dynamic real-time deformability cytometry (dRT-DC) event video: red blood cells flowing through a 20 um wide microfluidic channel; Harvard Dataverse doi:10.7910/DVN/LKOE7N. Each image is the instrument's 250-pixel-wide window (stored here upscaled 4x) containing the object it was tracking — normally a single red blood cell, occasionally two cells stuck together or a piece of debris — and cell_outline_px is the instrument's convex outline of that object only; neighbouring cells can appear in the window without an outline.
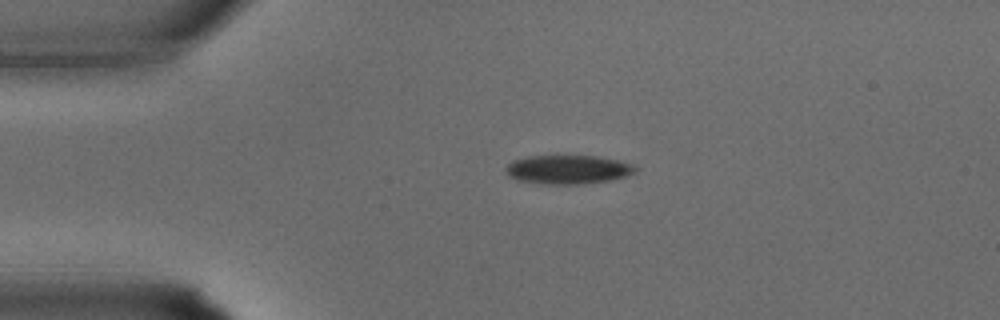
{"species": "common noctule bat (a hibernating species)", "species_latin": "Nyctalus noctula", "temperature_condition": "warm", "stored_images_in_passage": 27, "camera_frame_rate_fps": 3000, "um_per_image_px": 0.085, "animal": {"sex": "male", "body_mass_g": 15.6}, "frame": {"image": 1, "passage_image": 1, "time_ms": 0.0, "image_size_px": [1000, 320], "cell_outline_px": [[640, 168], [636, 172], [624, 176], [608, 180], [584, 184], [544, 184], [516, 180], [508, 176], [504, 172], [504, 168], [512, 160], [528, 156], [556, 152], [600, 156], [620, 160], [632, 164]], "centroid_in_image_um": [48.23, 14.35], "position_along_channel_um": 36.8, "area_um2": 23.12}}
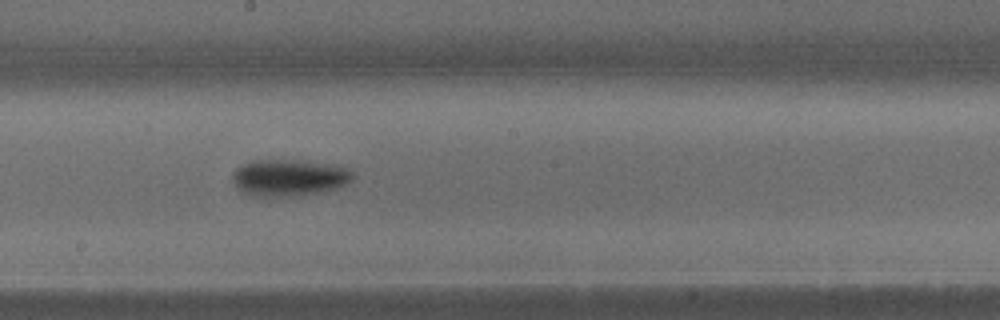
{"frame": {"image": 2, "passage_image": 12, "time_ms": 3.667, "image_size_px": [1000, 320], "cell_outline_px": [[352, 180], [348, 184], [340, 188], [300, 196], [252, 196], [236, 188], [232, 180], [232, 172], [236, 168], [252, 160], [300, 160], [332, 164], [348, 168], [352, 172]], "centroid_in_image_um": [24.58, 15.1], "position_along_channel_um": 223.6, "area_um2": 26.07}}
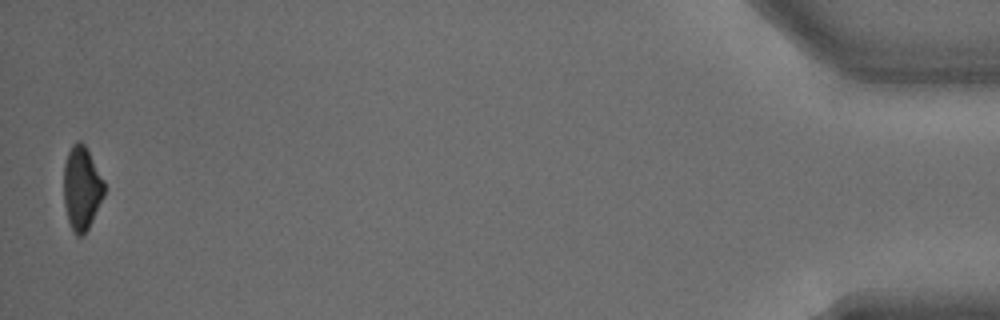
{"frame": {"image": 3, "passage_image": 27, "time_ms": 8.667, "image_size_px": [1000, 320], "cell_outline_px": [[104, 196], [88, 228], [80, 236], [76, 236], [68, 220], [64, 204], [64, 164], [68, 152], [72, 144], [80, 140], [84, 144], [104, 180]], "centroid_in_image_um": [6.94, 15.97], "position_along_channel_um": 428.3, "area_um2": 19.48}}